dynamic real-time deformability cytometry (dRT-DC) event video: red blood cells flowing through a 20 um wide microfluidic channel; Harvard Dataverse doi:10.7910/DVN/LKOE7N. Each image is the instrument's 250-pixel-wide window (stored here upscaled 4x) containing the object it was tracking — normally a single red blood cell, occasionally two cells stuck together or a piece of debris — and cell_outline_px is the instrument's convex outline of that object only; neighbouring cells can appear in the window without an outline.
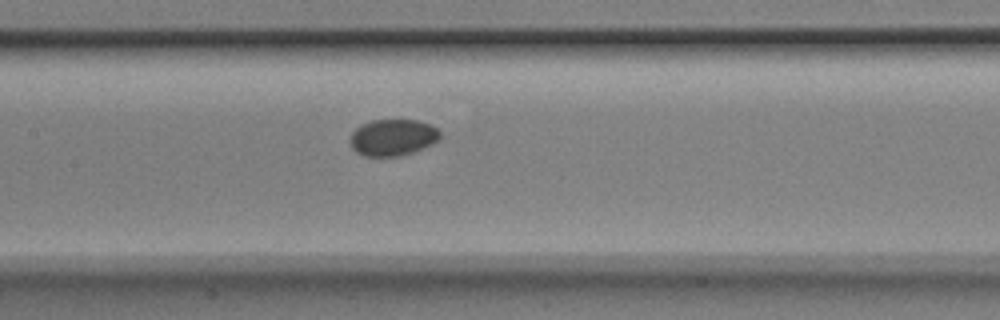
{"species": "Egyptian fruit bat (a non-hibernating species)", "species_latin": "Rousettus aegyptiacus", "temperature_condition": "room temperature", "stored_images_in_passage": 7, "camera_frame_rate_fps": 3000, "um_per_image_px": 0.085, "animal": {"sex": "male"}, "frame": {"image": 1, "passage_image": 7, "time_ms": 2.0, "image_size_px": [1000, 320], "cell_outline_px": [[440, 136], [432, 144], [424, 148], [400, 156], [364, 156], [356, 152], [352, 148], [348, 140], [352, 132], [360, 124], [372, 120], [416, 120], [428, 124], [436, 128], [440, 132]], "centroid_in_image_um": [33.33, 11.68], "position_along_channel_um": 174.1, "area_um2": 19.19}}